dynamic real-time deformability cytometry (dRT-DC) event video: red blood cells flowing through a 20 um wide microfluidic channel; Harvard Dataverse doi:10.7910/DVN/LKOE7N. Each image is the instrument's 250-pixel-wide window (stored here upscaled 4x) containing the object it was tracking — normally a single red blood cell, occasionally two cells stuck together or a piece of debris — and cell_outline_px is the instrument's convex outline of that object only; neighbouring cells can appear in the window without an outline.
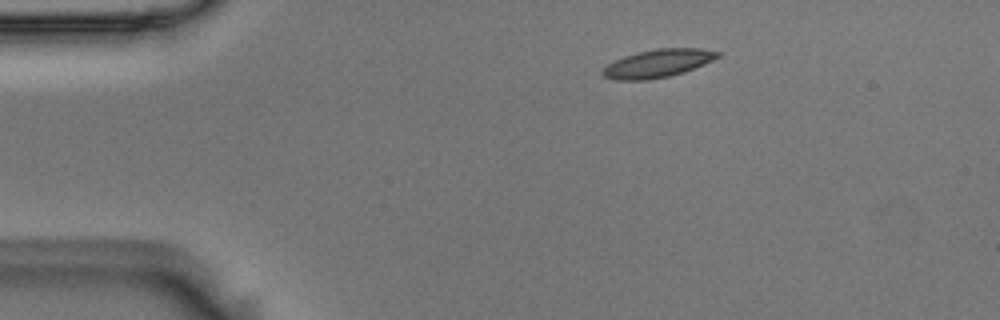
{"species": "Egyptian fruit bat (a non-hibernating species)", "species_latin": "Rousettus aegyptiacus", "temperature_condition": "room temperature", "stored_images_in_passage": 3, "camera_frame_rate_fps": 3000, "um_per_image_px": 0.085, "animal": {"sex": "male"}, "frame": {"image": 1, "passage_image": 2, "time_ms": 0.333, "image_size_px": [1000, 320], "cell_outline_px": [[720, 56], [704, 64], [684, 72], [668, 76], [648, 80], [616, 80], [604, 76], [600, 72], [608, 64], [624, 56], [636, 52], [656, 48], [700, 48], [720, 52]], "centroid_in_image_um": [55.91, 5.38], "position_along_channel_um": 29.1, "area_um2": 18.73}}